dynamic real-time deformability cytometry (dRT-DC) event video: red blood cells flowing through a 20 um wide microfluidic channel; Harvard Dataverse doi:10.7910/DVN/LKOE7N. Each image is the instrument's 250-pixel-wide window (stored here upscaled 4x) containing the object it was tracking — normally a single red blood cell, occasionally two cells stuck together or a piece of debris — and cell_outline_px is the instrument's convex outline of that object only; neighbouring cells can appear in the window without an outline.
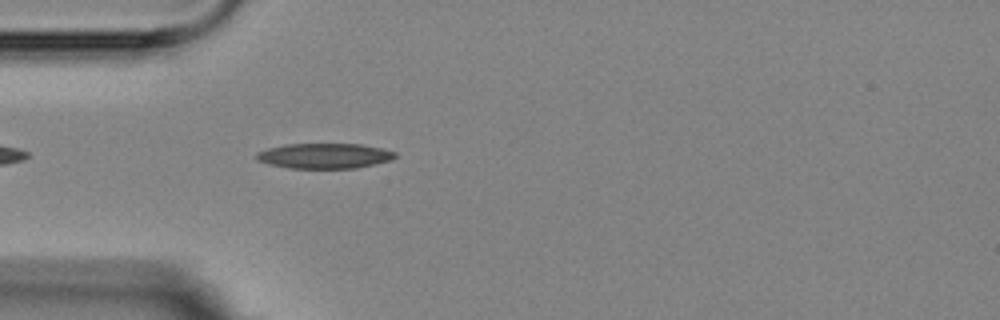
{"species": "Egyptian fruit bat (a non-hibernating species)", "species_latin": "Rousettus aegyptiacus", "temperature_condition": "room temperature", "stored_images_in_passage": 1, "camera_frame_rate_fps": 3000, "um_per_image_px": 0.085, "animal": {"sex": "female"}, "frame": {"image": 1, "passage_image": 1, "time_ms": 0.0, "image_size_px": [1000, 320], "cell_outline_px": [[396, 156], [392, 160], [376, 164], [356, 168], [288, 168], [268, 164], [256, 160], [256, 152], [268, 148], [284, 144], [360, 144], [380, 148], [396, 152]], "centroid_in_image_um": [27.56, 13.25], "position_along_channel_um": 57.4, "area_um2": 20.46}}